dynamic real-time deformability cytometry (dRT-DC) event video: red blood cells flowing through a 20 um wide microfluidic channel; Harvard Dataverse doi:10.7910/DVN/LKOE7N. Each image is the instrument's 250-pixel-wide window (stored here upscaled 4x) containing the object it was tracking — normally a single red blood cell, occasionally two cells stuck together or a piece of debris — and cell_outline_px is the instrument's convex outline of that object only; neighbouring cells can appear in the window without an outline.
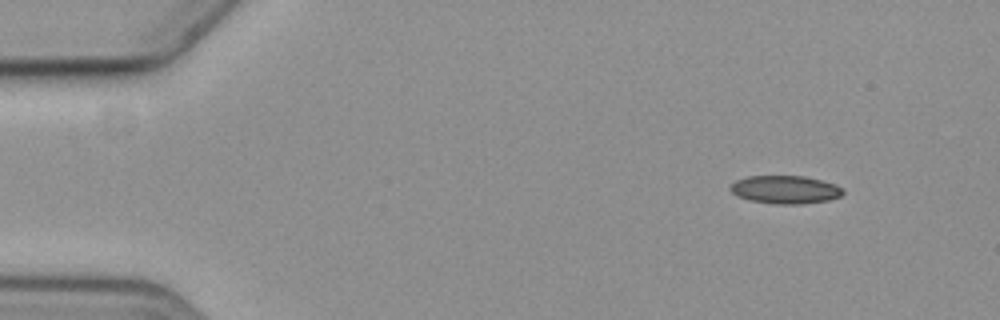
{"species": "common noctule bat (a hibernating species)", "species_latin": "Nyctalus noctula", "temperature_condition": "cold", "stored_images_in_passage": 4, "camera_frame_rate_fps": 3000, "um_per_image_px": 0.085, "animal": {"sex": "female", "body_mass_g": 19.3, "forearm_length_mm": 54.1}, "frame": {"image": 1, "passage_image": 1, "time_ms": 0.0, "image_size_px": [1000, 320], "cell_outline_px": [[844, 192], [840, 196], [828, 200], [800, 204], [776, 204], [752, 200], [736, 196], [728, 188], [736, 180], [748, 176], [804, 176], [836, 184], [844, 188]], "centroid_in_image_um": [66.75, 16.11], "position_along_channel_um": 18.2, "area_um2": 18.38}}
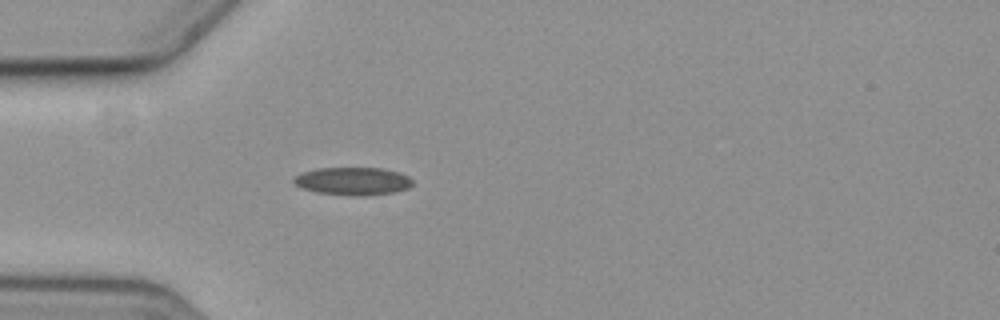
{"frame": {"image": 2, "passage_image": 4, "time_ms": 3.667, "image_size_px": [1000, 320], "cell_outline_px": [[412, 184], [408, 188], [396, 192], [360, 196], [356, 196], [316, 192], [304, 188], [296, 184], [292, 180], [296, 176], [304, 172], [316, 168], [380, 168], [396, 172], [408, 176], [412, 180]], "centroid_in_image_um": [30.01, 15.4], "position_along_channel_um": 55.0, "area_um2": 19.02}}